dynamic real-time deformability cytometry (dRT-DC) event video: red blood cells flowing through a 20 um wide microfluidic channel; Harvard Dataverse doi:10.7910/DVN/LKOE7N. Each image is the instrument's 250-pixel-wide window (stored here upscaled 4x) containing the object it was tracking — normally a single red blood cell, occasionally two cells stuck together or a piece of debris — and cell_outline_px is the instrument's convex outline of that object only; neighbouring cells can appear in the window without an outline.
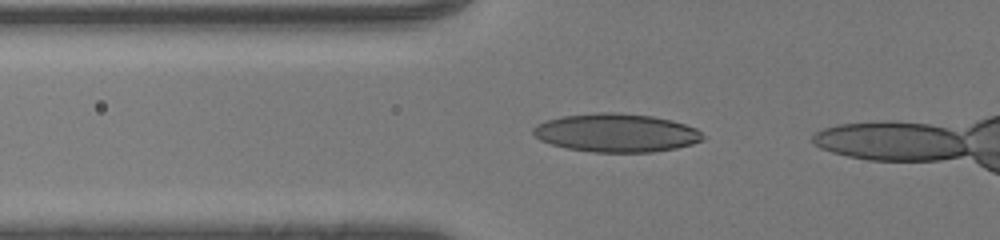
{"species": "human", "species_latin": "Homo sapiens", "temperature_condition": "room temperature", "stored_images_in_passage": 5, "camera_frame_rate_fps": 3000, "um_per_image_px": 0.085, "donor": {"sex": "male"}, "frame": {"image": 1, "passage_image": 2, "time_ms": 0.333, "image_size_px": [1000, 240], "cell_outline_px": [[708, 136], [704, 140], [692, 144], [676, 148], [652, 152], [592, 152], [568, 148], [552, 144], [540, 140], [532, 132], [532, 128], [536, 124], [560, 116], [596, 112], [620, 112], [652, 116], [672, 120], [696, 128]], "centroid_in_image_um": [52.42, 11.28], "position_along_channel_um": 73.4, "area_um2": 38.26}}